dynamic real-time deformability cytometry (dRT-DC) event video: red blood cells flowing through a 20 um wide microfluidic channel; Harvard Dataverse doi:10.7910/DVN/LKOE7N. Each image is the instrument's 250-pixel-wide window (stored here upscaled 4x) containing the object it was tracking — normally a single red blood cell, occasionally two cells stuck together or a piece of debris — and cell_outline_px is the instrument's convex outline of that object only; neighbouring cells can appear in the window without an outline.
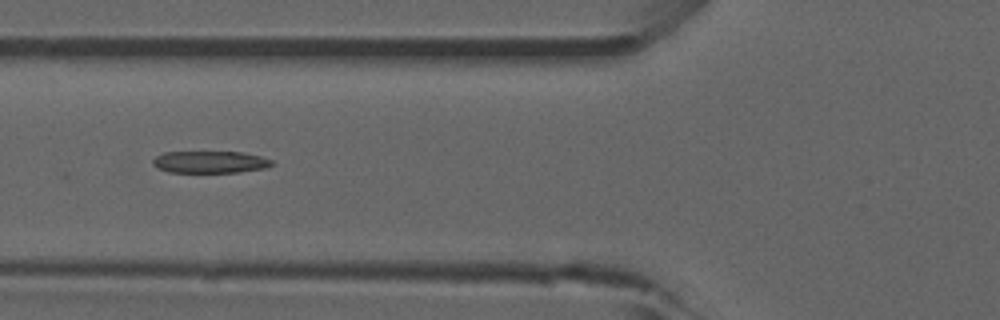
{"species": "common noctule bat (a hibernating species)", "species_latin": "Nyctalus noctula", "temperature_condition": "room temperature", "stored_images_in_passage": 39, "camera_frame_rate_fps": 3000, "um_per_image_px": 0.085, "animal": {"sex": "male", "forearm_length_mm": 52.5}, "frame": {"image": 1, "passage_image": 6, "time_ms": 1.667, "image_size_px": [1000, 320], "cell_outline_px": [[272, 164], [264, 168], [240, 172], [168, 172], [156, 168], [152, 164], [152, 160], [156, 156], [164, 152], [244, 152], [260, 156], [272, 160]], "centroid_in_image_um": [17.81, 13.77], "position_along_channel_um": 108.0, "area_um2": 15.26}}
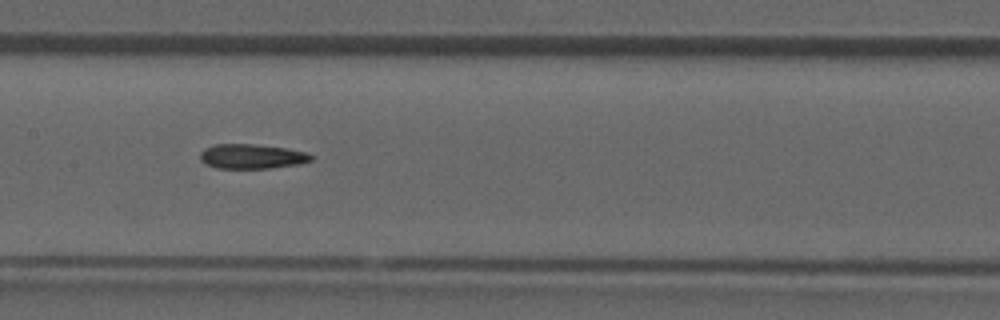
{"frame": {"image": 2, "passage_image": 12, "time_ms": 3.667, "image_size_px": [1000, 320], "cell_outline_px": [[312, 160], [300, 164], [272, 168], [216, 168], [204, 164], [200, 160], [200, 152], [204, 148], [216, 144], [256, 144], [284, 148], [308, 152], [312, 156]], "centroid_in_image_um": [21.38, 13.3], "position_along_channel_um": 186.0, "area_um2": 16.07}}